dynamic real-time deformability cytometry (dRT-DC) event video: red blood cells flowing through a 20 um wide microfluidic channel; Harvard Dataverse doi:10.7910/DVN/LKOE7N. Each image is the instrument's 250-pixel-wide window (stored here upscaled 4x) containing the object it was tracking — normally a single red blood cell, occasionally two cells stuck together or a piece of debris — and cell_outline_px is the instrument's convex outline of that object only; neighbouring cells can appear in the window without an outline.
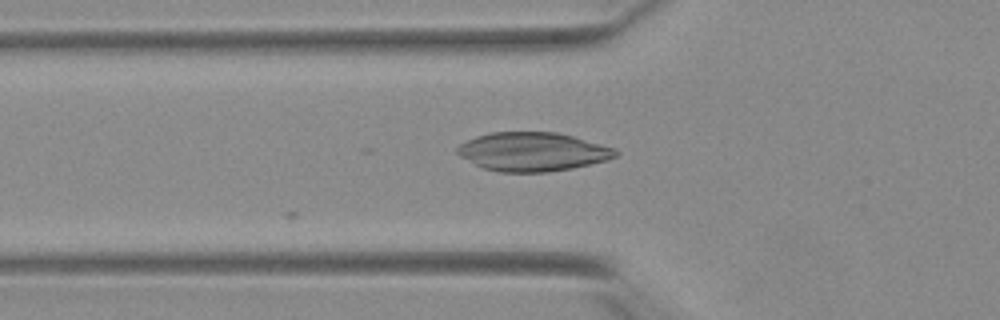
{"species": "Egyptian fruit bat (a non-hibernating species)", "species_latin": "Rousettus aegyptiacus", "temperature_condition": "warm", "stored_images_in_passage": 21, "camera_frame_rate_fps": 3000, "um_per_image_px": 0.085, "animal": {"sex": "female"}, "frame": {"image": 1, "passage_image": 2, "time_ms": 0.333, "image_size_px": [1000, 320], "cell_outline_px": [[620, 152], [616, 156], [608, 160], [572, 168], [548, 172], [500, 172], [480, 168], [460, 156], [456, 152], [456, 148], [460, 144], [476, 136], [492, 132], [556, 132], [572, 136], [612, 148]], "centroid_in_image_um": [45.23, 12.91], "position_along_channel_um": 80.6, "area_um2": 35.66}}
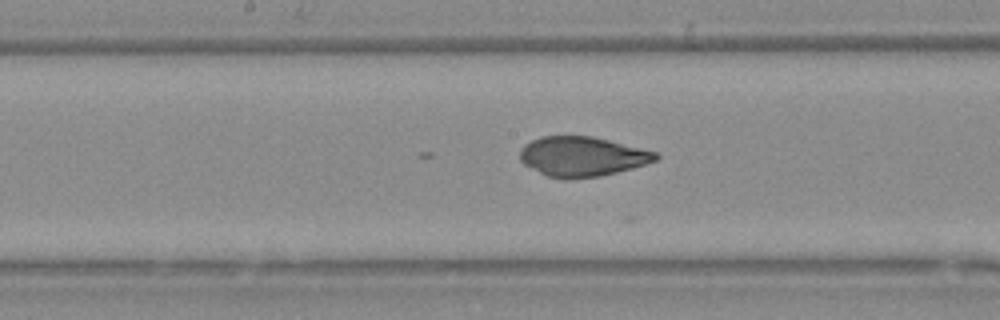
{"frame": {"image": 2, "passage_image": 11, "time_ms": 3.333, "image_size_px": [1000, 320], "cell_outline_px": [[660, 156], [656, 160], [632, 168], [600, 176], [572, 180], [564, 180], [548, 176], [524, 164], [520, 160], [520, 148], [524, 144], [540, 136], [592, 136], [656, 152]], "centroid_in_image_um": [49.44, 13.31], "position_along_channel_um": 198.8, "area_um2": 31.39}}
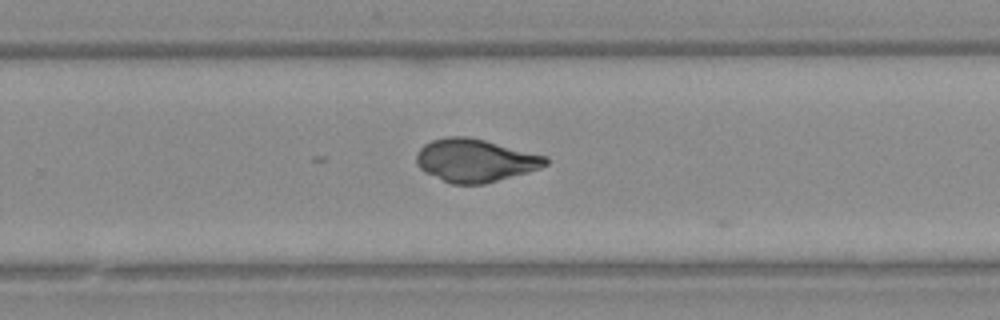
{"frame": {"image": 3, "passage_image": 18, "time_ms": 5.667, "image_size_px": [1000, 320], "cell_outline_px": [[548, 164], [540, 168], [528, 172], [484, 184], [452, 184], [424, 172], [416, 164], [416, 152], [424, 144], [432, 140], [444, 136], [468, 136], [548, 156]], "centroid_in_image_um": [40.37, 13.63], "position_along_channel_um": 289.4, "area_um2": 32.48}}